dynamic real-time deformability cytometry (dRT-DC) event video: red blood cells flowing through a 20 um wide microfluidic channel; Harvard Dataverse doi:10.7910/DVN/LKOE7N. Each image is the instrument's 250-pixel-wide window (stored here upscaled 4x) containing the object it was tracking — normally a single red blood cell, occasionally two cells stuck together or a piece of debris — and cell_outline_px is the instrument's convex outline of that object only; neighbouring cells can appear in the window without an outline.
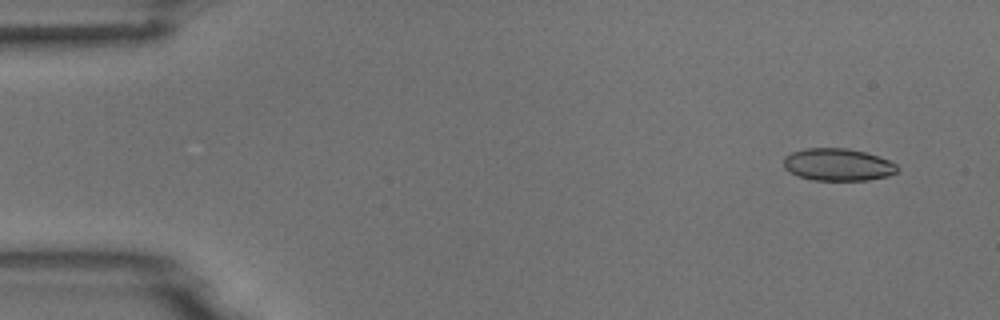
{"species": "common noctule bat (a hibernating species)", "species_latin": "Nyctalus noctula", "temperature_condition": "room temperature", "stored_images_in_passage": 5, "camera_frame_rate_fps": 3000, "um_per_image_px": 0.085, "animal": {"sex": "male", "body_mass_g": 18.8}, "frame": {"image": 1, "passage_image": 1, "time_ms": 0.0, "image_size_px": [1000, 320], "cell_outline_px": [[900, 168], [896, 172], [888, 176], [868, 180], [812, 180], [800, 176], [784, 168], [784, 156], [792, 152], [804, 148], [848, 148], [864, 152], [888, 160], [896, 164]], "centroid_in_image_um": [71.22, 13.99], "position_along_channel_um": 13.8, "area_um2": 21.33}}
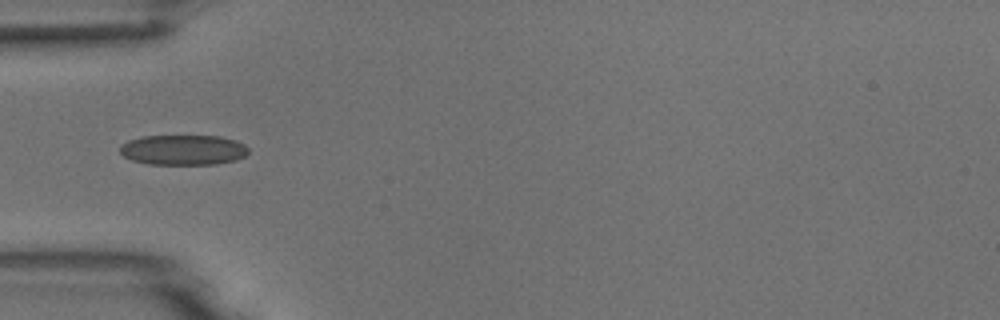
{"frame": {"image": 2, "passage_image": 4, "time_ms": 4.333, "image_size_px": [1000, 320], "cell_outline_px": [[248, 152], [244, 156], [236, 160], [216, 164], [148, 164], [132, 160], [124, 156], [120, 152], [120, 148], [128, 140], [144, 136], [220, 136], [236, 140], [244, 144], [248, 148]], "centroid_in_image_um": [15.6, 12.74], "position_along_channel_um": 69.4, "area_um2": 22.54}}